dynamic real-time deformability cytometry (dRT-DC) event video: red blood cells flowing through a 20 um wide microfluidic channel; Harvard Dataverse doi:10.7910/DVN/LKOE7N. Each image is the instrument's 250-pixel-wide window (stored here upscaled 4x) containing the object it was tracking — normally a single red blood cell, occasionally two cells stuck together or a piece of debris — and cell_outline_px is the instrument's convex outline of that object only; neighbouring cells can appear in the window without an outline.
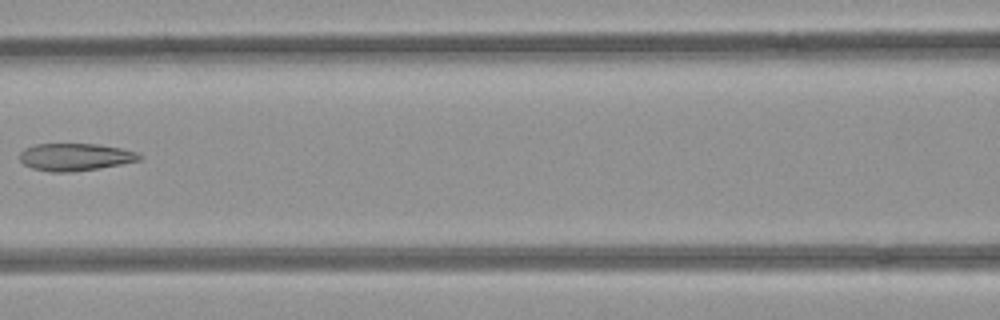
{"species": "common noctule bat (a hibernating species)", "species_latin": "Nyctalus noctula", "temperature_condition": "room temperature", "stored_images_in_passage": 6, "camera_frame_rate_fps": 3000, "um_per_image_px": 0.085, "animal": {"sex": "female", "body_mass_g": 21.9}, "frame": {"image": 1, "passage_image": 5, "time_ms": 1.333, "image_size_px": [1000, 320], "cell_outline_px": [[144, 156], [140, 160], [100, 168], [72, 172], [52, 172], [32, 168], [24, 164], [20, 160], [20, 152], [24, 148], [36, 144], [100, 144], [140, 152]], "centroid_in_image_um": [6.42, 13.34], "position_along_channel_um": 160.2, "area_um2": 19.25}}
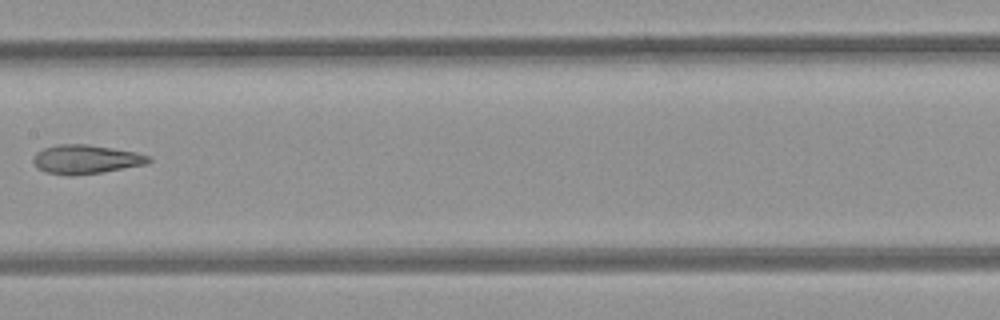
{"frame": {"image": 2, "passage_image": 6, "time_ms": 1.667, "image_size_px": [1000, 320], "cell_outline_px": [[152, 160], [148, 164], [76, 176], [64, 176], [44, 172], [36, 168], [32, 160], [36, 152], [44, 148], [56, 144], [88, 144], [136, 152], [152, 156]], "centroid_in_image_um": [7.28, 13.55], "position_along_channel_um": 200.1, "area_um2": 19.83}}